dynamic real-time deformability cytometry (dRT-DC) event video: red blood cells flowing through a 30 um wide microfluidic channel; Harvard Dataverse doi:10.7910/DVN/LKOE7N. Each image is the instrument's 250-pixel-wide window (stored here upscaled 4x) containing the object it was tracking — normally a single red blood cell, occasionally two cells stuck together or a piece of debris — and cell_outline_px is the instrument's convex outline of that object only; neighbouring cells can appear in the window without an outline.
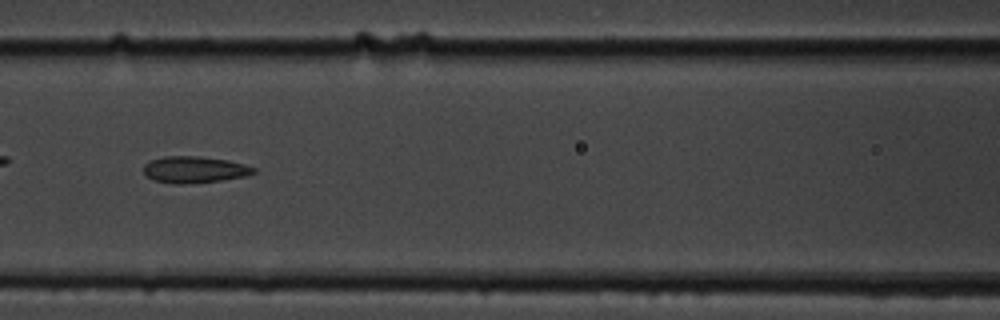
{"species": "common noctule bat (a hibernating species)", "species_latin": "Nyctalus noctula", "temperature_condition": "cold", "stored_images_in_passage": 15, "camera_frame_rate_fps": 3000, "um_per_image_px": 0.085, "animal": {"sex": "male", "body_mass_g": 19.5, "forearm_length_mm": 54.6}, "frame": {"image": 1, "passage_image": 7, "time_ms": 7.667, "image_size_px": [1000, 320], "cell_outline_px": [[256, 172], [244, 176], [224, 180], [184, 184], [172, 184], [152, 180], [144, 172], [144, 164], [148, 160], [164, 156], [200, 156], [228, 160], [244, 164], [256, 168]], "centroid_in_image_um": [16.5, 14.41], "position_along_channel_um": 150.1, "area_um2": 17.22}}
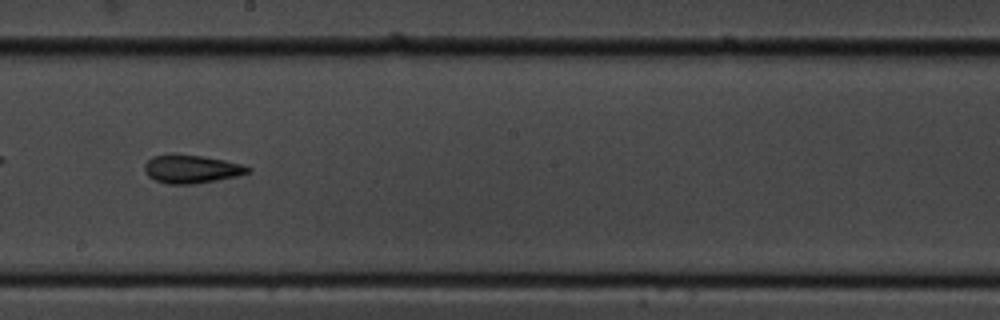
{"frame": {"image": 2, "passage_image": 9, "time_ms": 10.0, "image_size_px": [1000, 320], "cell_outline_px": [[252, 172], [236, 176], [216, 180], [192, 184], [168, 184], [156, 180], [148, 176], [144, 172], [144, 164], [152, 156], [172, 152], [204, 156], [244, 164], [252, 168]], "centroid_in_image_um": [16.26, 14.34], "position_along_channel_um": 231.9, "area_um2": 17.46}}
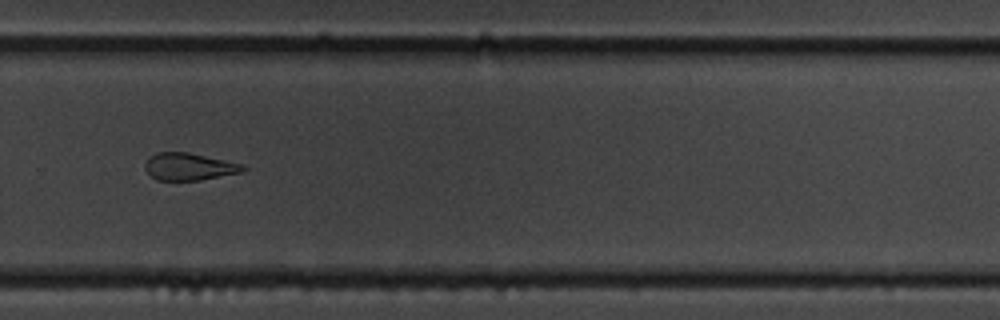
{"frame": {"image": 3, "passage_image": 11, "time_ms": 12.333, "image_size_px": [1000, 320], "cell_outline_px": [[248, 168], [244, 172], [200, 180], [156, 180], [144, 168], [144, 164], [148, 156], [156, 152], [188, 152], [244, 164]], "centroid_in_image_um": [16.09, 14.16], "position_along_channel_um": 313.7, "area_um2": 15.78}, "authors_computed_cell_mechanics": {"area_um2": 17.4556, "velocity_mm_per_s": 3.5352, "shape_relaxation_time_tau1_ms": 10.5558, "shape_relaxation_time_tau2_ms": 3.1355, "deformation_change_tau1": 0.1792, "deformation_change_tau2": 0.1166}}